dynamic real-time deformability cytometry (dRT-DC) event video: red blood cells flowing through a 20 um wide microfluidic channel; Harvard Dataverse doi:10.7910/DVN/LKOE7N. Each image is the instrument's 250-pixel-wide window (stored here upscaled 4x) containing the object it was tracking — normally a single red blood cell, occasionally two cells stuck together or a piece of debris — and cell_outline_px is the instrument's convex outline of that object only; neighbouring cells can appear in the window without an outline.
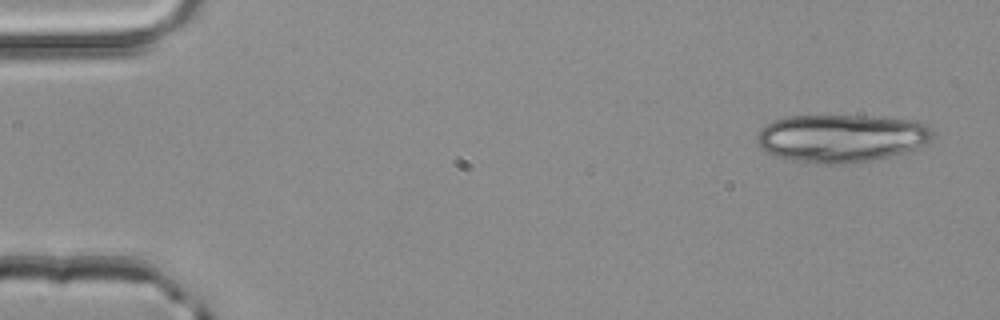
{"species": "common noctule bat (a hibernating species)", "species_latin": "Nyctalus noctula", "temperature_condition": "room temperature", "stored_images_in_passage": 4, "camera_frame_rate_fps": 3000, "um_per_image_px": 0.085, "animal": {"sex": "male", "body_mass_g": 20.4}, "frame": {"image": 1, "passage_image": 1, "time_ms": 0.0, "image_size_px": [1000, 320], "cell_outline_px": [[936, 136], [920, 148], [876, 160], [844, 164], [824, 164], [796, 160], [780, 156], [768, 152], [760, 148], [756, 144], [756, 136], [768, 124], [784, 116], [864, 116], [916, 120], [932, 128]], "centroid_in_image_um": [71.59, 11.74], "position_along_channel_um": 13.4, "area_um2": 49.13}}